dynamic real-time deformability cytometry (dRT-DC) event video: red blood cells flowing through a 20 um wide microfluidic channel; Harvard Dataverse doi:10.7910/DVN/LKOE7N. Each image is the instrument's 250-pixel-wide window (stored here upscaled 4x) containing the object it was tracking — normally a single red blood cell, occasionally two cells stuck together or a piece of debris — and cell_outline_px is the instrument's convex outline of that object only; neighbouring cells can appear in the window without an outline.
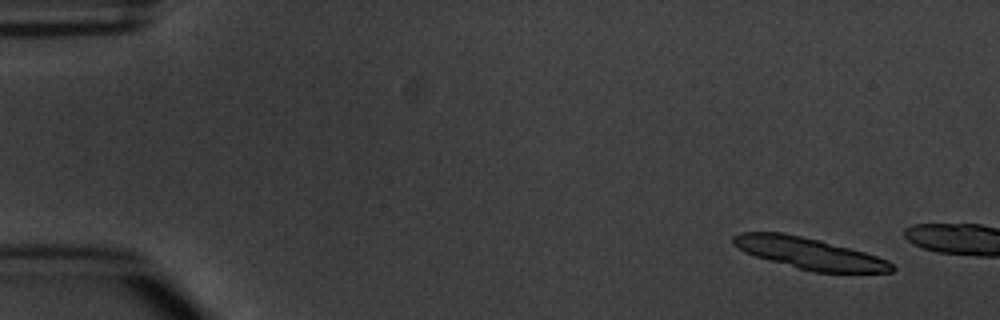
{"species": "common noctule bat (a hibernating species)", "species_latin": "Nyctalus noctula", "temperature_condition": "warm", "stored_images_in_passage": 2, "camera_frame_rate_fps": 3000, "um_per_image_px": 0.085, "animal": {"sex": "male", "body_mass_g": 20.1, "forearm_length_mm": 53.5}, "frame": {"image": 1, "passage_image": 1, "time_ms": 0.0, "image_size_px": [1000, 320], "cell_outline_px": [[896, 268], [892, 272], [816, 272], [800, 268], [756, 256], [744, 252], [736, 248], [732, 244], [732, 236], [740, 232], [784, 232], [820, 240], [864, 252], [888, 260]], "centroid_in_image_um": [68.75, 21.51], "position_along_channel_um": 16.2, "area_um2": 28.73}}